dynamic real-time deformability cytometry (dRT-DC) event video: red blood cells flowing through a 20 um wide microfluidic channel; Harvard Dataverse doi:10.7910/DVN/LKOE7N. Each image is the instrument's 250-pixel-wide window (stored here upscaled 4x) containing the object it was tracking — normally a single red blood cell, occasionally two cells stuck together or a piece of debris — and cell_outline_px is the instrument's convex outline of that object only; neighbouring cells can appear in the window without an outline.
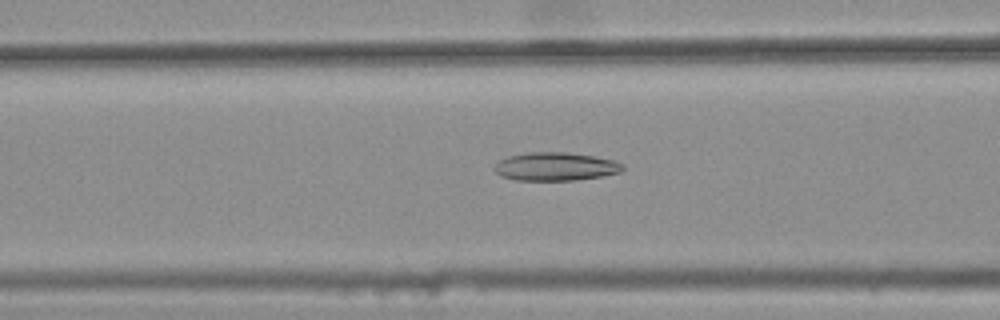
{"species": "common noctule bat (a hibernating species)", "species_latin": "Nyctalus noctula", "temperature_condition": "warm", "stored_images_in_passage": 45, "camera_frame_rate_fps": 3000, "um_per_image_px": 0.085, "animal": {"sex": "female", "body_mass_g": 25.1}, "frame": {"image": 1, "passage_image": 19, "time_ms": 6.0, "image_size_px": [1000, 320], "cell_outline_px": [[624, 168], [620, 172], [600, 176], [576, 180], [516, 180], [500, 176], [496, 172], [496, 164], [500, 160], [508, 156], [528, 152], [564, 152], [596, 156], [612, 160], [624, 164]], "centroid_in_image_um": [47.23, 14.15], "position_along_channel_um": 119.4, "area_um2": 21.04}}
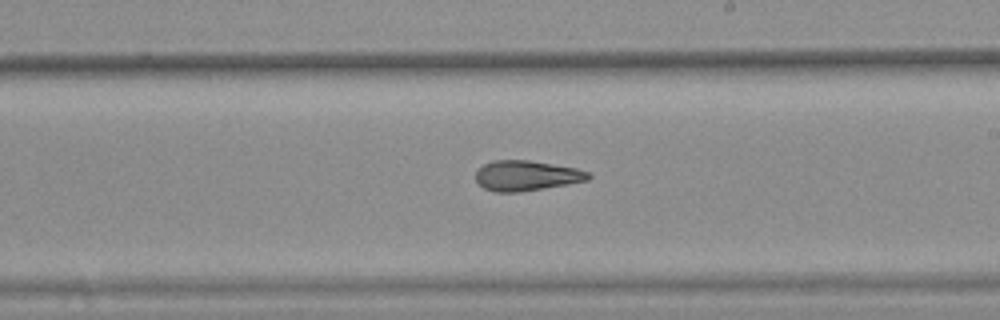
{"frame": {"image": 2, "passage_image": 29, "time_ms": 9.333, "image_size_px": [1000, 320], "cell_outline_px": [[592, 176], [588, 180], [568, 184], [520, 192], [496, 192], [484, 188], [476, 180], [476, 172], [484, 164], [492, 160], [528, 160], [576, 168], [588, 172]], "centroid_in_image_um": [44.75, 14.93], "position_along_channel_um": 244.3, "area_um2": 19.71}}
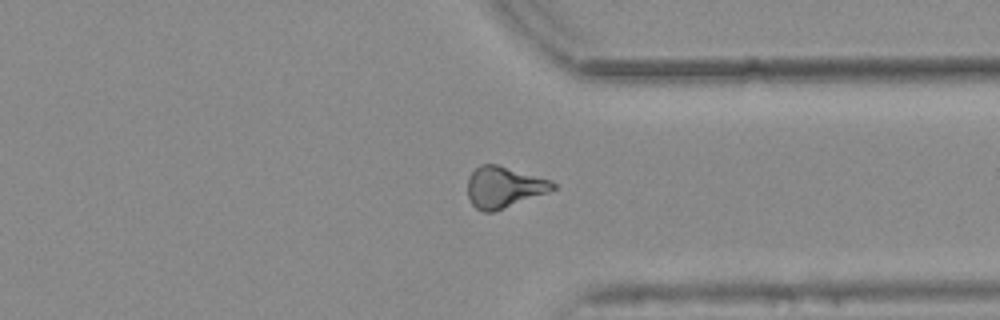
{"frame": {"image": 3, "passage_image": 39, "time_ms": 12.667, "image_size_px": [1000, 320], "cell_outline_px": [[556, 188], [548, 192], [504, 208], [492, 212], [484, 212], [476, 208], [472, 204], [468, 196], [468, 176], [480, 164], [496, 164], [552, 180], [556, 184]], "centroid_in_image_um": [42.83, 15.9], "position_along_channel_um": 368.6, "area_um2": 20.35}, "authors_computed_cell_mechanics": {"area_um2": 20.23, "velocity_mm_per_s": 3.7464, "shape_relaxation_time_tau1_ms": null, "shape_relaxation_time_tau2_ms": 3.0324, "deformation_change_tau1": null, "deformation_change_tau2": 0.0932}}